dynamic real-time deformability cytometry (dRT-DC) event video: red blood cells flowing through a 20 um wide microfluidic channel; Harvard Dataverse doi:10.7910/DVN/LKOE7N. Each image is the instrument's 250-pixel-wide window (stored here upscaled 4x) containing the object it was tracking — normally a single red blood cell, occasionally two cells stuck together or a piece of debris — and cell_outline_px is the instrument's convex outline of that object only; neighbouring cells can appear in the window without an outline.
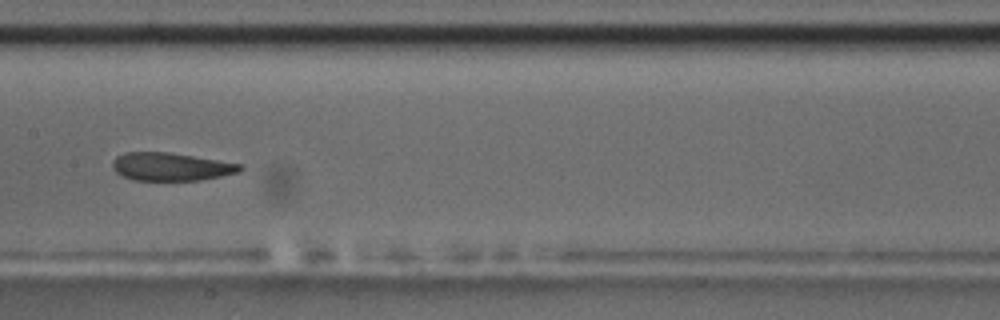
{"species": "common noctule bat (a hibernating species)", "species_latin": "Nyctalus noctula", "temperature_condition": "room temperature", "stored_images_in_passage": 39, "camera_frame_rate_fps": 3000, "um_per_image_px": 0.085, "animal": {"sex": "male", "body_mass_g": 17.5, "forearm_length_mm": 52.3}, "frame": {"image": 1, "passage_image": 12, "time_ms": 3.667, "image_size_px": [1000, 320], "cell_outline_px": [[244, 168], [240, 172], [200, 180], [132, 180], [116, 172], [112, 168], [112, 160], [116, 156], [124, 152], [168, 152], [244, 164]], "centroid_in_image_um": [14.54, 14.16], "position_along_channel_um": 192.9, "area_um2": 20.92}, "authors_computed_cell_mechanics": {"area_um2": 22.1952, "velocity_mm_per_s": 3.691, "shape_relaxation_time_tau1_ms": 3.3354, "shape_relaxation_time_tau2_ms": 2.6173, "deformation_change_tau1": 0.1418, "deformation_change_tau2": 0.0958}}